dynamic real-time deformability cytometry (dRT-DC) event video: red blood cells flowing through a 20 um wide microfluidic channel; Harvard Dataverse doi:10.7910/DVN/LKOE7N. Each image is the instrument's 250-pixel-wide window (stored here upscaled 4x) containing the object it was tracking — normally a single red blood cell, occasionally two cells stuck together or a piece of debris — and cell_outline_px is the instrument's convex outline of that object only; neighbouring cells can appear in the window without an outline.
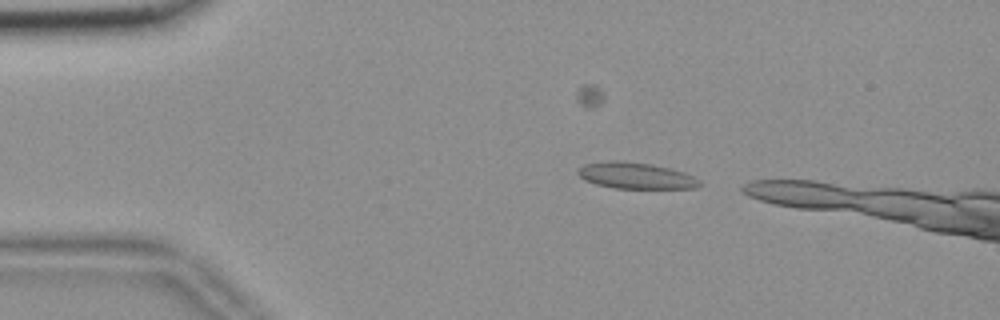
{"species": "common noctule bat (a hibernating species)", "species_latin": "Nyctalus noctula", "temperature_condition": "room temperature", "stored_images_in_passage": 7, "camera_frame_rate_fps": 3000, "um_per_image_px": 0.085, "animal": {"sex": "female", "body_mass_g": 18.4}, "frame": {"image": 1, "passage_image": 2, "time_ms": 0.333, "image_size_px": [1000, 320], "cell_outline_px": [[704, 184], [696, 188], [612, 188], [596, 184], [584, 180], [576, 172], [584, 164], [604, 160], [620, 160], [652, 164], [672, 168], [684, 172], [700, 180]], "centroid_in_image_um": [54.05, 14.92], "position_along_channel_um": 31.0, "area_um2": 18.9}}